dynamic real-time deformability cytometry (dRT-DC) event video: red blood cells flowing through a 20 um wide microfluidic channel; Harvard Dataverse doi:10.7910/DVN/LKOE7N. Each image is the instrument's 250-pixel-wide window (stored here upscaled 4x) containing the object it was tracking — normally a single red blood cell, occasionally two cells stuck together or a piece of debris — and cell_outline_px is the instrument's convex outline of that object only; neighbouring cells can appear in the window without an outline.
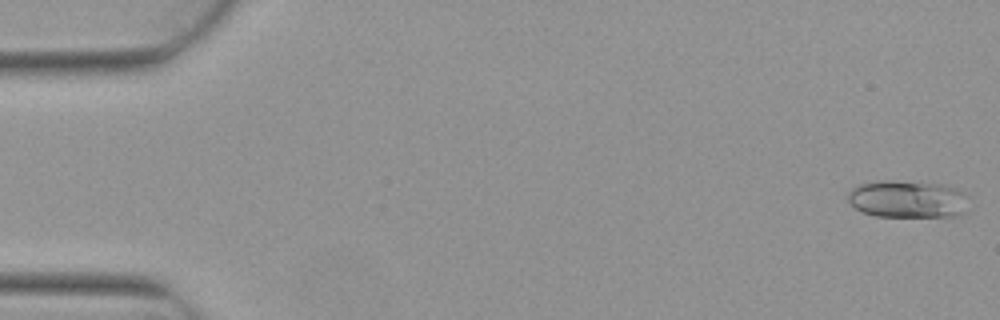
{"species": "Egyptian fruit bat (a non-hibernating species)", "species_latin": "Rousettus aegyptiacus", "temperature_condition": "warm", "stored_images_in_passage": 4, "camera_frame_rate_fps": 3000, "um_per_image_px": 0.085, "animal": {"sex": "female"}, "frame": {"image": 1, "passage_image": 1, "time_ms": 0.0, "image_size_px": [1000, 320], "cell_outline_px": [[972, 196], [964, 212], [956, 216], [876, 216], [860, 212], [848, 200], [848, 192], [852, 188], [860, 184], [880, 180], [892, 180], [944, 184], [956, 188]], "centroid_in_image_um": [77.2, 16.91], "position_along_channel_um": 7.8, "area_um2": 26.76}}
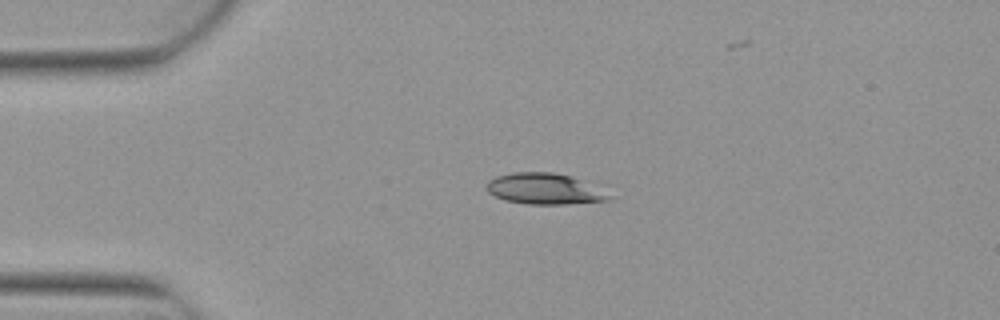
{"frame": {"image": 2, "passage_image": 4, "time_ms": 1.0, "image_size_px": [1000, 320], "cell_outline_px": [[612, 200], [568, 204], [528, 204], [504, 200], [488, 192], [488, 180], [496, 176], [512, 172], [552, 172], [612, 184]], "centroid_in_image_um": [46.59, 16.03], "position_along_channel_um": 38.4, "area_um2": 23.58}}